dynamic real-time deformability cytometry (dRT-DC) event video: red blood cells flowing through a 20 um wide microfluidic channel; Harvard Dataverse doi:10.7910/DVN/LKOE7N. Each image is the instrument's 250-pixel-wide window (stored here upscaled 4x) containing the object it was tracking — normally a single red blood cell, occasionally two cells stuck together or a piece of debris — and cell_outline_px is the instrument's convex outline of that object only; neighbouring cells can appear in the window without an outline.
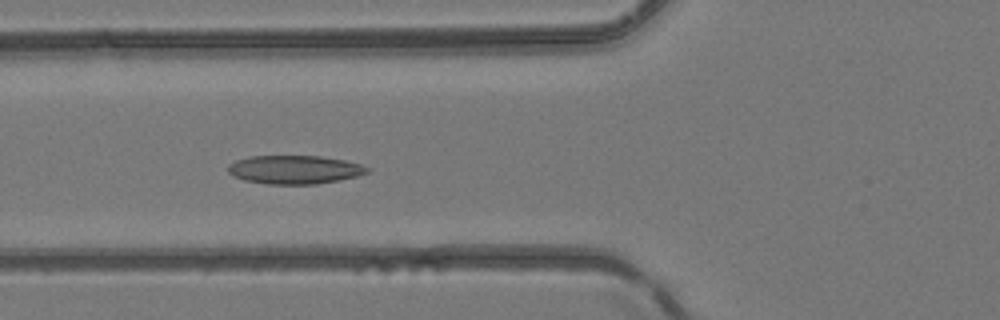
{"species": "common noctule bat (a hibernating species)", "species_latin": "Nyctalus noctula", "temperature_condition": "room temperature", "stored_images_in_passage": 7, "camera_frame_rate_fps": 3000, "um_per_image_px": 0.085, "animal": {"sex": "female", "body_mass_g": 24.6, "forearm_length_mm": 56.2}, "frame": {"image": 1, "passage_image": 5, "time_ms": 5.333, "image_size_px": [1000, 320], "cell_outline_px": [[368, 172], [356, 176], [340, 180], [316, 184], [268, 184], [244, 180], [232, 176], [228, 172], [228, 164], [236, 160], [248, 156], [320, 156], [344, 160], [360, 164], [368, 168]], "centroid_in_image_um": [24.99, 14.42], "position_along_channel_um": 100.8, "area_um2": 23.12}}
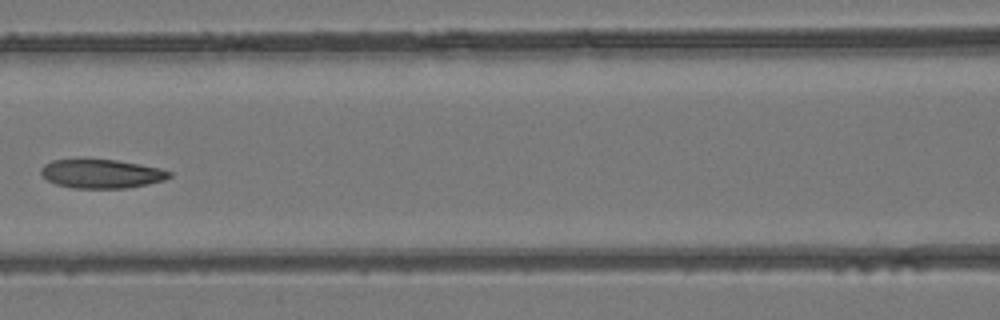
{"frame": {"image": 2, "passage_image": 6, "time_ms": 6.667, "image_size_px": [1000, 320], "cell_outline_px": [[172, 176], [164, 180], [128, 188], [72, 188], [56, 184], [48, 180], [40, 172], [40, 168], [44, 164], [52, 160], [80, 156], [116, 160], [140, 164], [160, 168], [172, 172]], "centroid_in_image_um": [8.57, 14.72], "position_along_channel_um": 158.0, "area_um2": 22.37}}
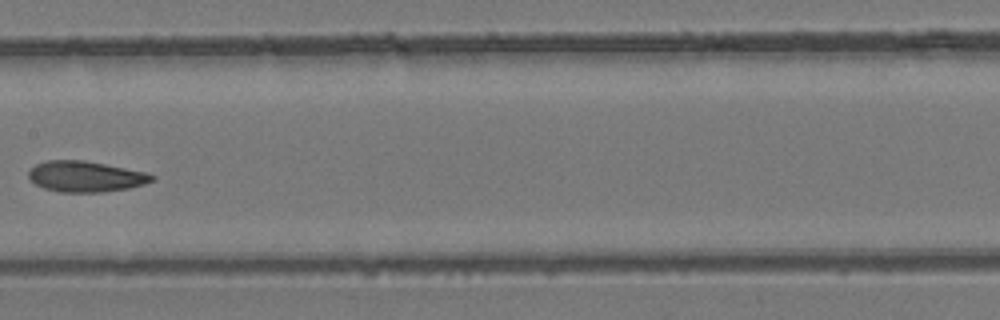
{"frame": {"image": 3, "passage_image": 7, "time_ms": 7.667, "image_size_px": [1000, 320], "cell_outline_px": [[156, 176], [152, 180], [144, 184], [128, 188], [100, 192], [60, 192], [44, 188], [36, 184], [28, 176], [28, 172], [36, 164], [48, 160], [84, 160], [148, 172]], "centroid_in_image_um": [7.29, 14.99], "position_along_channel_um": 200.1, "area_um2": 22.02}}